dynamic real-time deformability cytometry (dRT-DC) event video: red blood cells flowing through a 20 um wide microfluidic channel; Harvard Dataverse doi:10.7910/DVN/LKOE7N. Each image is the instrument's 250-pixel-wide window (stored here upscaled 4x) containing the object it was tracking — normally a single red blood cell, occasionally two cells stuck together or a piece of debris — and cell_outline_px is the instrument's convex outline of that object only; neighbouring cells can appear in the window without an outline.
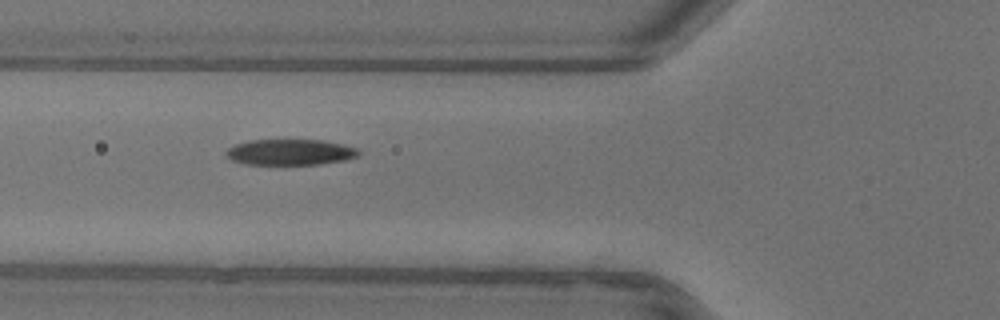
{"species": "common noctule bat (a hibernating species)", "species_latin": "Nyctalus noctula", "temperature_condition": "warm", "stored_images_in_passage": 37, "camera_frame_rate_fps": 3000, "um_per_image_px": 0.085, "animal": {"sex": "female"}, "frame": {"image": 1, "passage_image": 5, "time_ms": 1.333, "image_size_px": [1000, 320], "cell_outline_px": [[360, 152], [356, 156], [344, 160], [320, 164], [244, 164], [232, 160], [224, 156], [224, 152], [228, 148], [236, 144], [248, 140], [324, 140], [344, 144], [356, 148]], "centroid_in_image_um": [24.62, 12.93], "position_along_channel_um": 101.2, "area_um2": 20.0}}
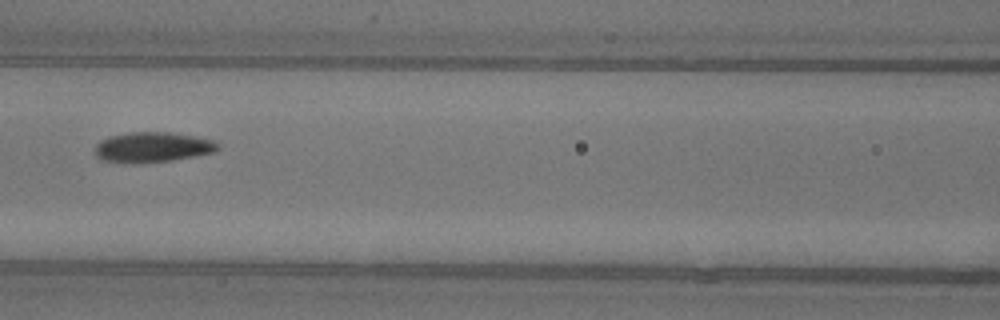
{"frame": {"image": 2, "passage_image": 9, "time_ms": 2.667, "image_size_px": [1000, 320], "cell_outline_px": [[220, 148], [216, 152], [196, 156], [172, 160], [136, 164], [124, 164], [100, 160], [96, 156], [96, 144], [100, 140], [108, 136], [132, 132], [168, 132], [216, 140], [220, 144]], "centroid_in_image_um": [12.96, 12.53], "position_along_channel_um": 153.6, "area_um2": 22.08}}